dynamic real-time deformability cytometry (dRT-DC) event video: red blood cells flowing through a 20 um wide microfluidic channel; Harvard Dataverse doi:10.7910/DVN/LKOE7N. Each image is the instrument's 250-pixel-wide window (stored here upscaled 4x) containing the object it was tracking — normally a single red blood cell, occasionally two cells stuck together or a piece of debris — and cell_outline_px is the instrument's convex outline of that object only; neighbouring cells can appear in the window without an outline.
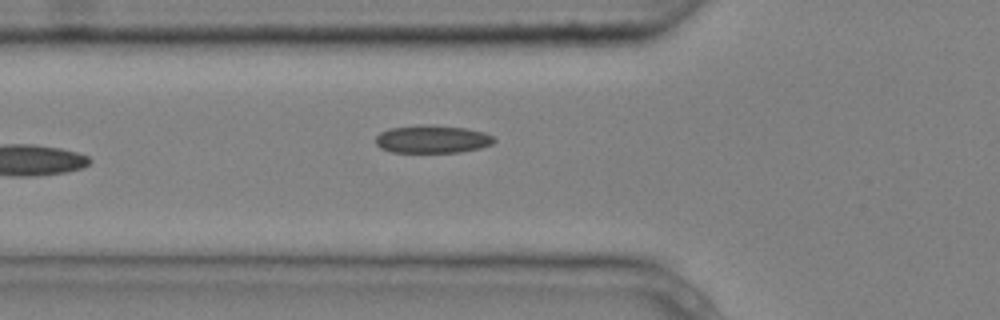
{"species": "common noctule bat (a hibernating species)", "species_latin": "Nyctalus noctula", "temperature_condition": "cold", "stored_images_in_passage": 6, "camera_frame_rate_fps": 3000, "um_per_image_px": 0.085, "animal": {"sex": "male", "body_mass_g": 20.4}, "frame": {"image": 1, "passage_image": 6, "time_ms": 1.667, "image_size_px": [1000, 320], "cell_outline_px": [[496, 140], [492, 144], [480, 148], [460, 152], [392, 152], [380, 148], [376, 144], [376, 136], [380, 132], [388, 128], [416, 124], [468, 128], [484, 132], [492, 136]], "centroid_in_image_um": [36.72, 11.82], "position_along_channel_um": 89.1, "area_um2": 19.36}}